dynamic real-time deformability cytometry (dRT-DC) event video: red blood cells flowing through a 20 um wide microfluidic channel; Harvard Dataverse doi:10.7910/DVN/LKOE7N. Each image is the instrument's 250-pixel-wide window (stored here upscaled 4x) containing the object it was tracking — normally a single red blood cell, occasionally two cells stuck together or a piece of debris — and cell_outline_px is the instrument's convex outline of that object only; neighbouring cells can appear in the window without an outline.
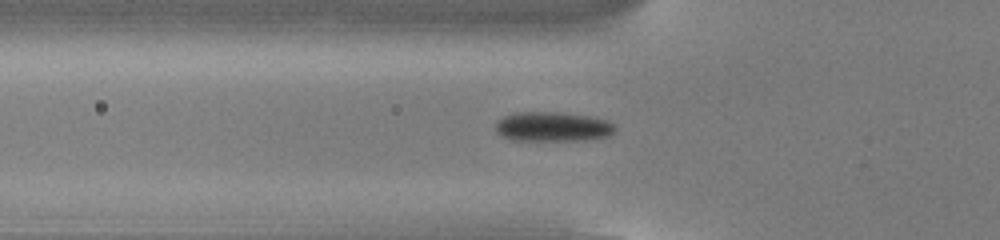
{"species": "common noctule bat (a hibernating species)", "species_latin": "Nyctalus noctula", "temperature_condition": "cold", "stored_images_in_passage": 54, "camera_frame_rate_fps": 3000, "um_per_image_px": 0.085, "animal": {"sex": "male", "body_mass_g": 13.0, "forearm_length_mm": 53.1}, "frame": {"image": 1, "passage_image": 19, "time_ms": 6.0, "image_size_px": [1000, 240], "cell_outline_px": [[616, 128], [608, 136], [584, 140], [512, 140], [500, 136], [496, 132], [496, 120], [504, 116], [516, 112], [556, 112], [588, 116], [608, 120], [616, 124]], "centroid_in_image_um": [46.96, 10.77], "position_along_channel_um": 78.8, "area_um2": 20.69}}
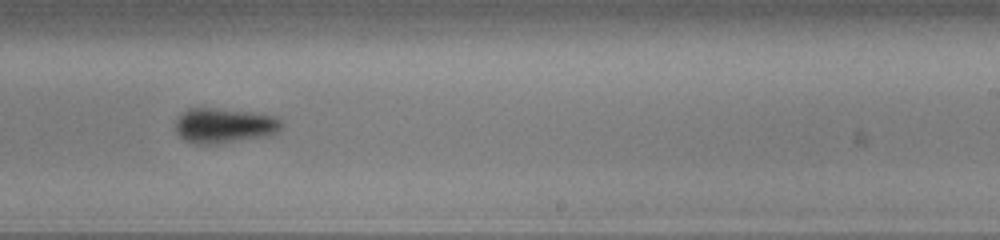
{"frame": {"image": 2, "passage_image": 34, "time_ms": 11.0, "image_size_px": [1000, 240], "cell_outline_px": [[280, 128], [272, 136], [216, 144], [196, 144], [184, 140], [176, 132], [176, 120], [188, 108], [212, 108], [252, 112], [272, 116], [280, 120]], "centroid_in_image_um": [19.05, 10.69], "position_along_channel_um": 270.0, "area_um2": 21.56}}
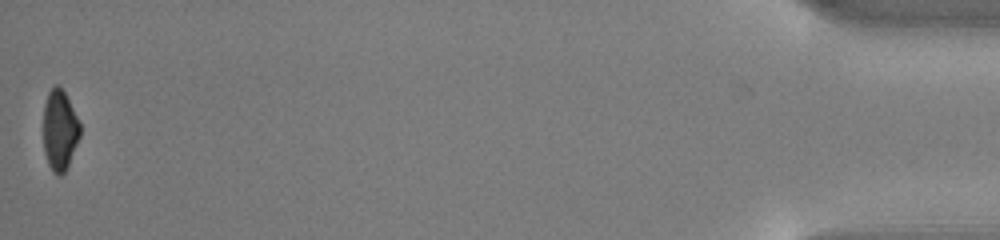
{"frame": {"image": 3, "passage_image": 54, "time_ms": 17.667, "image_size_px": [1000, 240], "cell_outline_px": [[80, 136], [68, 164], [64, 172], [60, 176], [52, 172], [48, 164], [44, 152], [44, 104], [48, 92], [56, 84], [64, 92], [80, 124]], "centroid_in_image_um": [5.06, 11.09], "position_along_channel_um": 430.1, "area_um2": 16.88}, "authors_computed_cell_mechanics": {"area_um2": 19.941, "velocity_mm_per_s": 3.8271, "shape_relaxation_time_tau1_ms": 2.132, "shape_relaxation_time_tau2_ms": null, "deformation_change_tau1": 0.087, "deformation_change_tau2": null}}